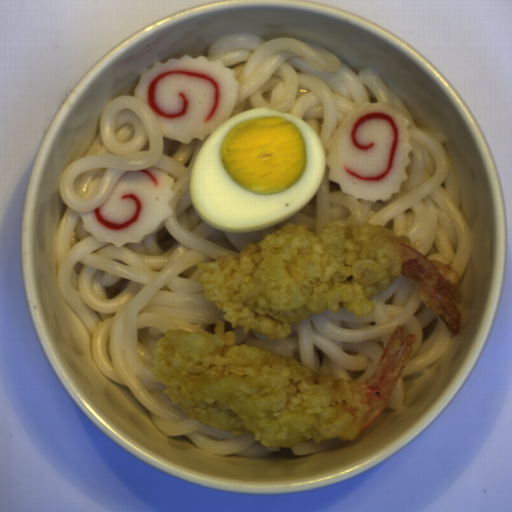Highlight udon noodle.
I'll return each instance as SVG.
<instances>
[{
    "instance_id": "obj_2",
    "label": "udon noodle",
    "mask_w": 512,
    "mask_h": 512,
    "mask_svg": "<svg viewBox=\"0 0 512 512\" xmlns=\"http://www.w3.org/2000/svg\"><path fill=\"white\" fill-rule=\"evenodd\" d=\"M346 441L340 438H330L321 442H302L297 443L294 446H291L292 452L295 455L299 456H307L323 451H327L331 448H334L340 444L345 443Z\"/></svg>"
},
{
    "instance_id": "obj_1",
    "label": "udon noodle",
    "mask_w": 512,
    "mask_h": 512,
    "mask_svg": "<svg viewBox=\"0 0 512 512\" xmlns=\"http://www.w3.org/2000/svg\"><path fill=\"white\" fill-rule=\"evenodd\" d=\"M234 71L238 83L232 118L253 108H273L310 126L322 143L333 138L349 115L366 103L401 111L409 125L407 179L390 199L367 202L345 194L329 180L324 163L318 191L290 218L264 230L223 232L200 219L192 205L190 174L203 140L184 144L164 137L155 117L134 93L105 104L98 135L88 151L67 164L57 185L63 213L55 232L58 292L84 325L96 366L107 379L128 387L151 423L167 436H184L215 455L267 458L281 447H266L251 435L232 436L197 423L165 394L152 375L154 349L169 330L213 333L217 323L236 343L293 358L337 379L369 381L397 326L414 335L411 354L384 409L398 410L404 380L429 370L455 335L429 310L412 278H395L369 297L374 312L355 317L346 308L311 314L284 339L242 327L231 328L192 276L197 262L238 256L248 244L295 222L319 234L332 220L380 224L395 236L410 237L419 252L447 264L460 276L462 328L476 293L471 259L474 236L465 218L462 186L448 139L423 128L375 70L353 69L327 47L305 40L259 35L226 36L204 56ZM155 167L174 178L173 213L140 244L118 248L84 230L78 212H90L109 196L125 171ZM108 169L99 189L84 199L98 172Z\"/></svg>"
}]
</instances>
